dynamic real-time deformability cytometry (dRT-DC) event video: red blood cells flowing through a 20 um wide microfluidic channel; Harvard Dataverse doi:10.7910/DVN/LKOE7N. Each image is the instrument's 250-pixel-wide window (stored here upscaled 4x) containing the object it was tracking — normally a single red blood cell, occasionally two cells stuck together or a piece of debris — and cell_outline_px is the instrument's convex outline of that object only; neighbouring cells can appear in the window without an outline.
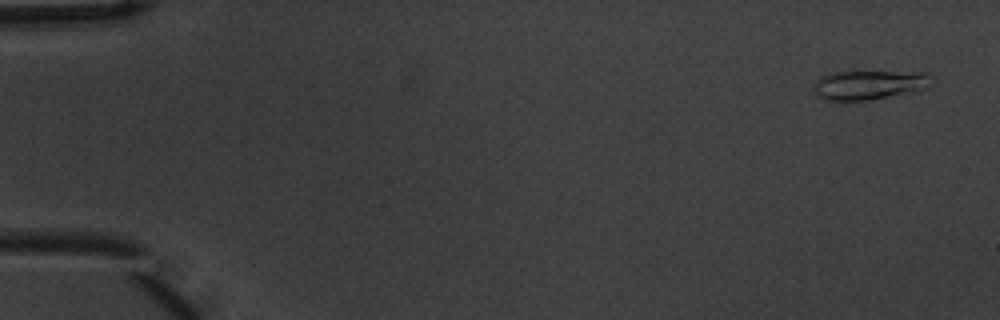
{"species": "common noctule bat (a hibernating species)", "species_latin": "Nyctalus noctula", "temperature_condition": "warm", "stored_images_in_passage": 5, "camera_frame_rate_fps": 3000, "um_per_image_px": 0.085, "animal": {"sex": "male", "body_mass_g": 20.1, "forearm_length_mm": 53.5}, "frame": {"image": 1, "passage_image": 1, "time_ms": 0.0, "image_size_px": [1000, 320], "cell_outline_px": [[932, 88], [916, 92], [848, 104], [824, 100], [816, 96], [812, 88], [816, 80], [820, 76], [832, 72], [928, 72], [932, 76]], "centroid_in_image_um": [73.88, 7.27], "position_along_channel_um": 11.1, "area_um2": 21.39}}
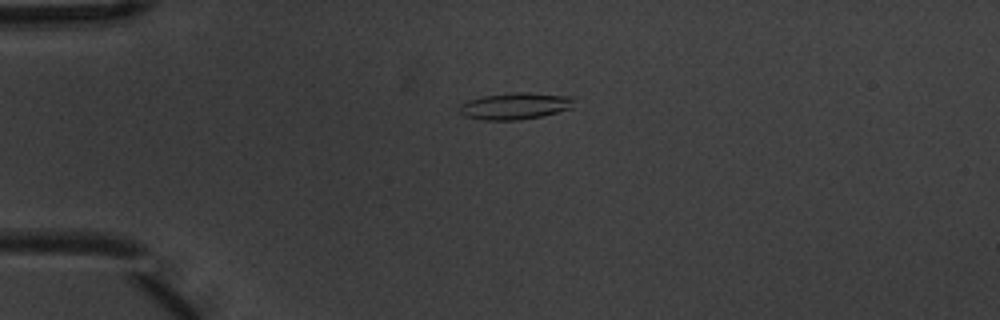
{"frame": {"image": 2, "passage_image": 4, "time_ms": 1.0, "image_size_px": [1000, 320], "cell_outline_px": [[576, 96], [572, 108], [540, 116], [520, 120], [484, 120], [464, 116], [460, 112], [460, 104], [468, 100], [484, 96], [516, 92], [528, 92]], "centroid_in_image_um": [43.83, 9.0], "position_along_channel_um": 41.2, "area_um2": 17.92}}